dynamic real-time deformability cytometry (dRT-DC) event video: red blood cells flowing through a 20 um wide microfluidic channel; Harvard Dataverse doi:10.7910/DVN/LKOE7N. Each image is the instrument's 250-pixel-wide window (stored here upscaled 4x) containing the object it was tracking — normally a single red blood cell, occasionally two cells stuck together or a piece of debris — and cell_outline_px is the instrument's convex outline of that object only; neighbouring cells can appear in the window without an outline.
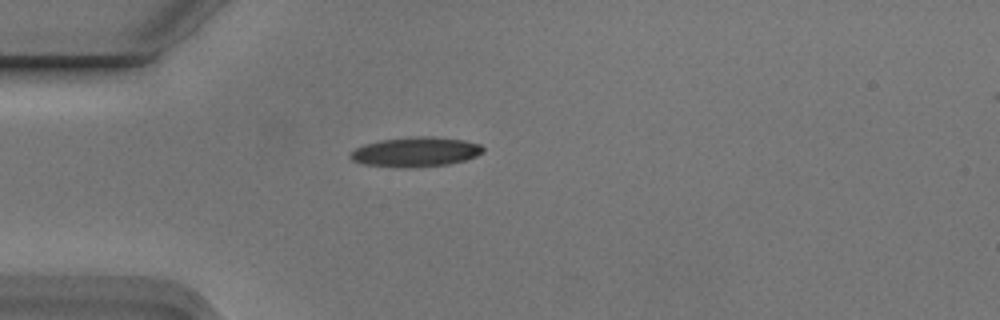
{"species": "Egyptian fruit bat (a non-hibernating species)", "species_latin": "Rousettus aegyptiacus", "temperature_condition": "cold", "stored_images_in_passage": 4, "camera_frame_rate_fps": 3000, "um_per_image_px": 0.085, "animal": {"sex": "male"}, "frame": {"image": 1, "passage_image": 3, "time_ms": 0.667, "image_size_px": [1000, 320], "cell_outline_px": [[484, 152], [476, 156], [464, 160], [448, 164], [412, 168], [404, 168], [364, 164], [352, 160], [348, 156], [348, 152], [364, 144], [380, 140], [416, 136], [428, 136], [464, 140], [480, 144], [484, 148]], "centroid_in_image_um": [35.3, 12.91], "position_along_channel_um": 49.7, "area_um2": 23.06}}